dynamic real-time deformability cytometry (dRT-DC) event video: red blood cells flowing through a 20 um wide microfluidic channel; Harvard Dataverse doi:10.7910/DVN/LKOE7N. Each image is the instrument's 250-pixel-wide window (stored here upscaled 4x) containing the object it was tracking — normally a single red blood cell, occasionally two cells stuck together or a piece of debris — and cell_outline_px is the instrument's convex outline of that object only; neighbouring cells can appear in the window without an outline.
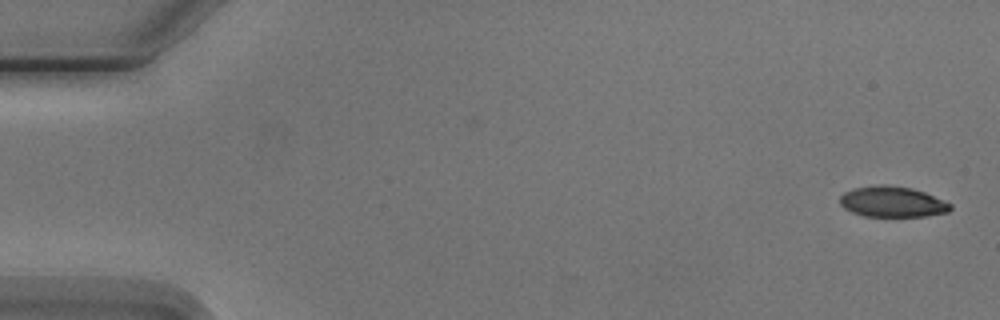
{"species": "Egyptian fruit bat (a non-hibernating species)", "species_latin": "Rousettus aegyptiacus", "temperature_condition": "cold", "stored_images_in_passage": 5, "camera_frame_rate_fps": 3000, "um_per_image_px": 0.085, "animal": {"sex": "male"}, "frame": {"image": 1, "passage_image": 1, "time_ms": 0.0, "image_size_px": [1000, 320], "cell_outline_px": [[952, 208], [948, 212], [924, 216], [864, 216], [852, 212], [844, 208], [840, 204], [840, 196], [844, 192], [852, 188], [880, 184], [884, 184], [912, 188], [924, 192], [952, 204]], "centroid_in_image_um": [75.82, 17.14], "position_along_channel_um": 9.2, "area_um2": 19.77}}
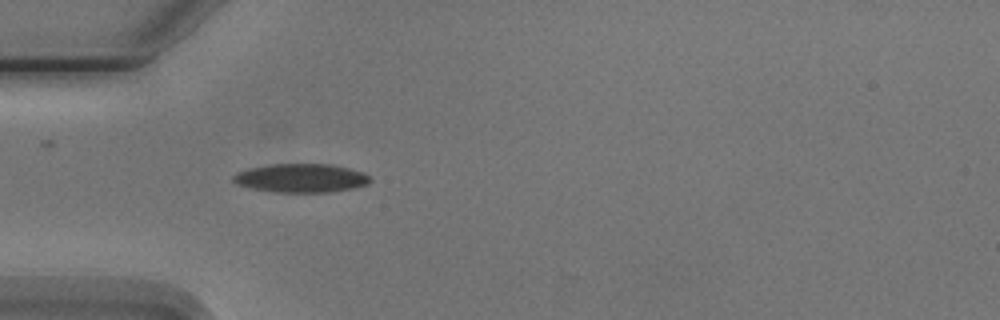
{"frame": {"image": 2, "passage_image": 5, "time_ms": 5.0, "image_size_px": [1000, 320], "cell_outline_px": [[372, 180], [368, 184], [352, 188], [328, 192], [276, 192], [252, 188], [236, 184], [232, 180], [232, 176], [236, 172], [248, 168], [272, 164], [332, 164], [364, 172]], "centroid_in_image_um": [25.57, 15.13], "position_along_channel_um": 59.4, "area_um2": 22.89}}